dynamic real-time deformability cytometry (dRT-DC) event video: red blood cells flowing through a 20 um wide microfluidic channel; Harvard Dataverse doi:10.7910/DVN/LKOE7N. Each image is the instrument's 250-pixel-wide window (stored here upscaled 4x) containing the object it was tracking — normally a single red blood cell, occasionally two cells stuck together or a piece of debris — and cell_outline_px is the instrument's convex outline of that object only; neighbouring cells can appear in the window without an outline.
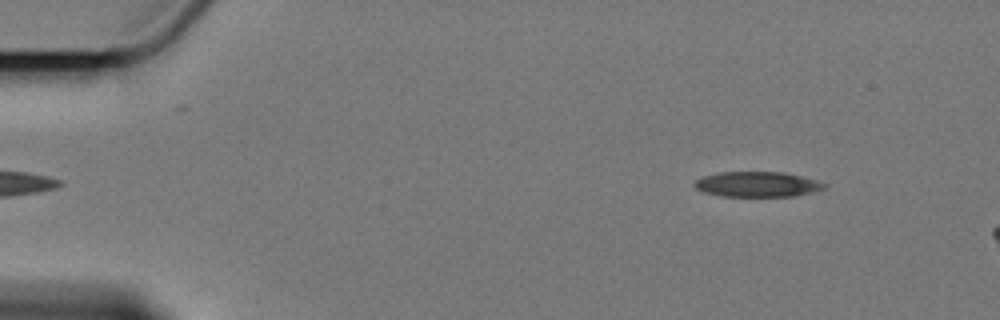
{"species": "Egyptian fruit bat (a non-hibernating species)", "species_latin": "Rousettus aegyptiacus", "temperature_condition": "cold", "stored_images_in_passage": 7, "segment_of_instrument_passage": [2, 2], "camera_frame_rate_fps": 3000, "um_per_image_px": 0.085, "animal": {"sex": "female"}, "frame": {"image": 1, "passage_image": 7, "time_ms": 6.667, "image_size_px": [1000, 320], "cell_outline_px": [[828, 188], [796, 196], [720, 196], [704, 192], [696, 188], [692, 184], [696, 180], [704, 176], [720, 172], [784, 172], [816, 180], [828, 184]], "centroid_in_image_um": [64.4, 15.67], "position_along_channel_um": 20.6, "area_um2": 19.13}}